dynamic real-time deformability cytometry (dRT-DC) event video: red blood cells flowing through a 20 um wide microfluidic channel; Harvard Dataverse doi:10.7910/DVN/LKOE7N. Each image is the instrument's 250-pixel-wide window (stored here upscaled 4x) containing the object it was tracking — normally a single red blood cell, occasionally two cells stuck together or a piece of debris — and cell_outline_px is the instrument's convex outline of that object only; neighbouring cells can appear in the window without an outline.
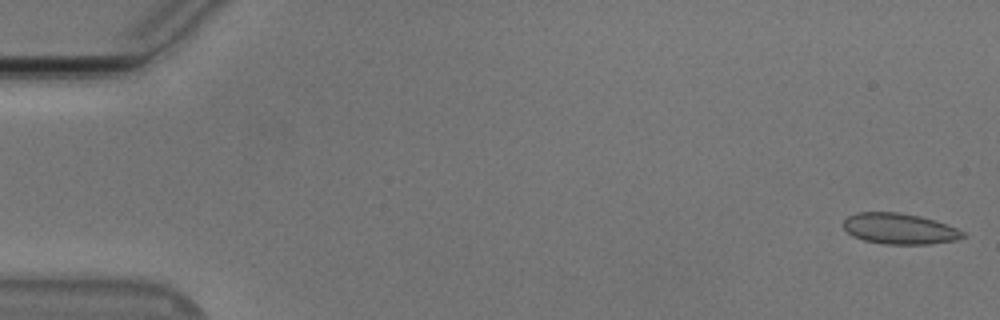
{"species": "Egyptian fruit bat (a non-hibernating species)", "species_latin": "Rousettus aegyptiacus", "temperature_condition": "cold", "stored_images_in_passage": 11, "camera_frame_rate_fps": 3000, "um_per_image_px": 0.085, "animal": {"sex": "male"}, "frame": {"image": 1, "passage_image": 1, "time_ms": 0.0, "image_size_px": [1000, 320], "cell_outline_px": [[964, 236], [956, 240], [928, 244], [884, 244], [864, 240], [852, 236], [844, 228], [844, 220], [848, 216], [856, 212], [900, 212], [920, 216], [956, 228], [964, 232]], "centroid_in_image_um": [76.41, 19.44], "position_along_channel_um": 8.6, "area_um2": 21.27}}